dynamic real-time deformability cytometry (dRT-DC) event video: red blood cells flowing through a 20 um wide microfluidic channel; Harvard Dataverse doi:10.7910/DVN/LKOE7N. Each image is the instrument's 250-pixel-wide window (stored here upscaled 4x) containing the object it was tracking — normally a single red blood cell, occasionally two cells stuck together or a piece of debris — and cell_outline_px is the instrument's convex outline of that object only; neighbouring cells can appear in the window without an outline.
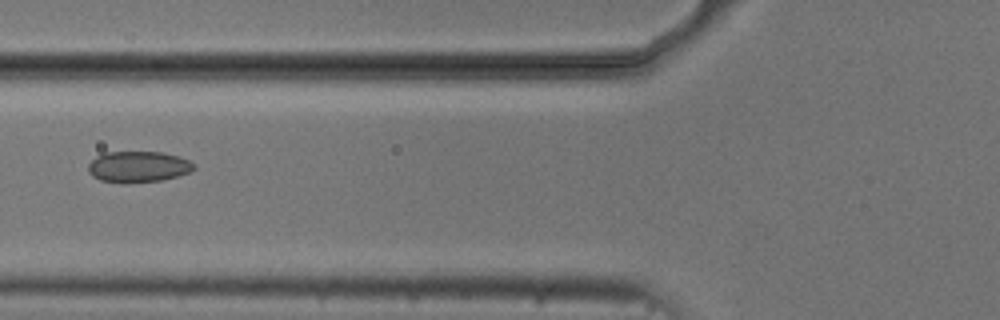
{"species": "common noctule bat (a hibernating species)", "species_latin": "Nyctalus noctula", "temperature_condition": "cold", "stored_images_in_passage": 4, "camera_frame_rate_fps": 3000, "um_per_image_px": 0.085, "animal": {"sex": "male", "body_mass_g": 20.5, "forearm_length_mm": 52.5}, "frame": {"image": 1, "passage_image": 4, "time_ms": 5.0, "image_size_px": [1000, 320], "cell_outline_px": [[196, 168], [188, 172], [176, 176], [160, 180], [124, 184], [100, 180], [92, 176], [88, 172], [88, 164], [96, 156], [104, 152], [160, 152], [180, 156], [196, 164]], "centroid_in_image_um": [11.72, 14.17], "position_along_channel_um": 114.1, "area_um2": 19.31}}